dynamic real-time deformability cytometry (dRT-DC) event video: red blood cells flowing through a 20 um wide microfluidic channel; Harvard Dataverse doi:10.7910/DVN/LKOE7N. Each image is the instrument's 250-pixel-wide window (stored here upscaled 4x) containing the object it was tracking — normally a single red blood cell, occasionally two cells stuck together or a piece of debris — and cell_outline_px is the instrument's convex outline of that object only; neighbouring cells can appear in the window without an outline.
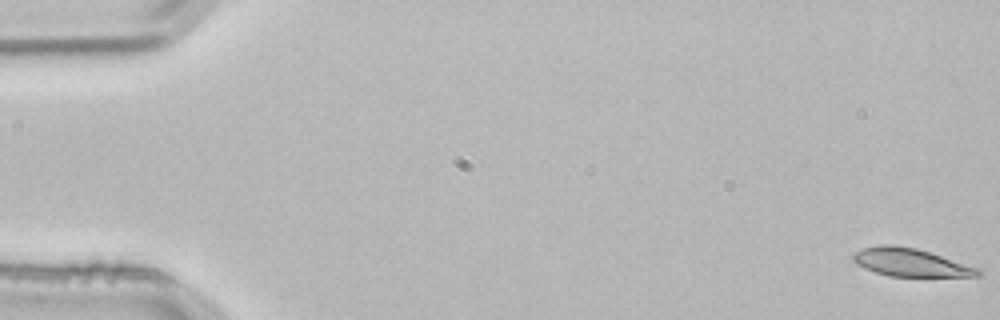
{"species": "common noctule bat (a hibernating species)", "species_latin": "Nyctalus noctula", "temperature_condition": "room temperature", "stored_images_in_passage": 3, "camera_frame_rate_fps": 3000, "um_per_image_px": 0.085, "animal": {"sex": "male", "body_mass_g": 21.5, "forearm_length_mm": 52.0}, "frame": {"image": 1, "passage_image": 1, "time_ms": 0.0, "image_size_px": [1000, 320], "cell_outline_px": [[980, 276], [888, 276], [864, 268], [856, 264], [852, 260], [852, 256], [856, 252], [864, 248], [880, 244], [888, 244], [916, 248], [980, 268]], "centroid_in_image_um": [77.37, 22.3], "position_along_channel_um": 7.6, "area_um2": 20.17}}